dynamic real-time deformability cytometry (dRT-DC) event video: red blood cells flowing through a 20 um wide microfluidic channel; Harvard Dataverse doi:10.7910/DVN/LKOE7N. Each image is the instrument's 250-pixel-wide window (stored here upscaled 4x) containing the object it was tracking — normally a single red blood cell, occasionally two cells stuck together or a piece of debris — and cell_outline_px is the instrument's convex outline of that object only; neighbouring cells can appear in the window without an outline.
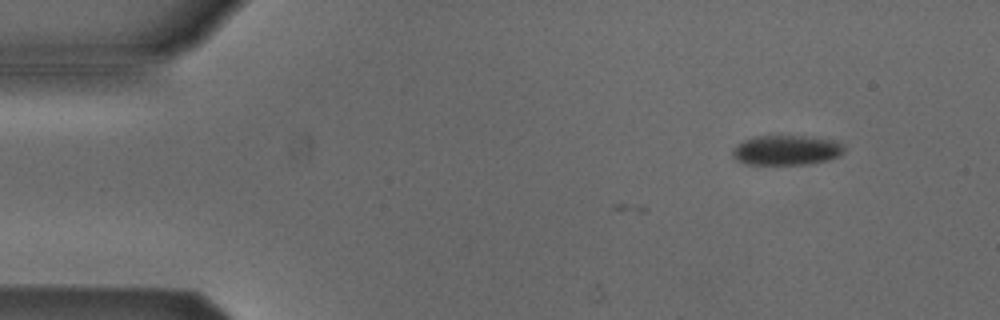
{"species": "Egyptian fruit bat (a non-hibernating species)", "species_latin": "Rousettus aegyptiacus", "temperature_condition": "cold", "stored_images_in_passage": 2, "camera_frame_rate_fps": 3000, "um_per_image_px": 0.085, "animal": {"sex": "male"}, "frame": {"image": 1, "passage_image": 2, "time_ms": 1.0, "image_size_px": [1000, 320], "cell_outline_px": [[844, 152], [840, 156], [828, 160], [808, 164], [744, 164], [736, 160], [732, 156], [732, 148], [736, 144], [744, 140], [756, 136], [812, 136], [840, 140], [844, 144]], "centroid_in_image_um": [66.89, 12.75], "position_along_channel_um": 18.1, "area_um2": 19.88}}